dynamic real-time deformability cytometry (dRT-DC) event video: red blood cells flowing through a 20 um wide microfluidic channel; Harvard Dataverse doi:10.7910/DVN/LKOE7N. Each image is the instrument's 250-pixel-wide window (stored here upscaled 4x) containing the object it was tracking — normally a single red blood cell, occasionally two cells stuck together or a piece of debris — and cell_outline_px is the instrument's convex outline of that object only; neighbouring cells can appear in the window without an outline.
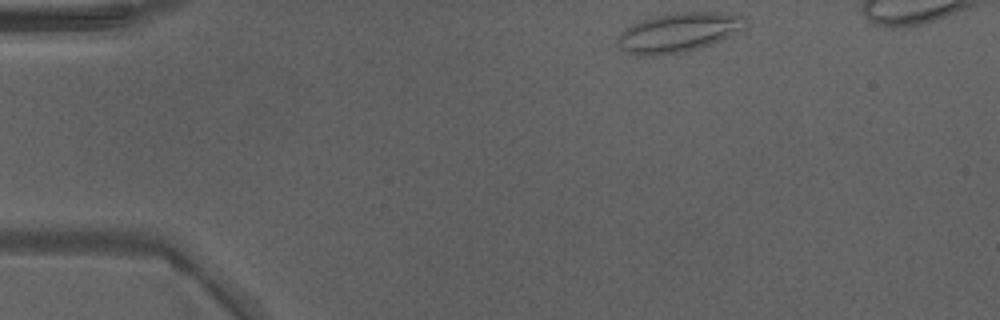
{"species": "Egyptian fruit bat (a non-hibernating species)", "species_latin": "Rousettus aegyptiacus", "temperature_condition": "warm", "stored_images_in_passage": 38, "camera_frame_rate_fps": 3000, "um_per_image_px": 0.085, "animal": {"sex": "male"}, "frame": {"image": 1, "passage_image": 1, "time_ms": 0.0, "image_size_px": [1000, 320], "cell_outline_px": [[748, 24], [744, 28], [712, 44], [700, 48], [684, 52], [652, 56], [636, 56], [620, 48], [616, 44], [616, 40], [620, 32], [644, 20], [656, 16], [676, 12], [720, 12], [744, 16], [748, 20]], "centroid_in_image_um": [57.69, 2.77], "position_along_channel_um": 27.3, "area_um2": 29.25}}
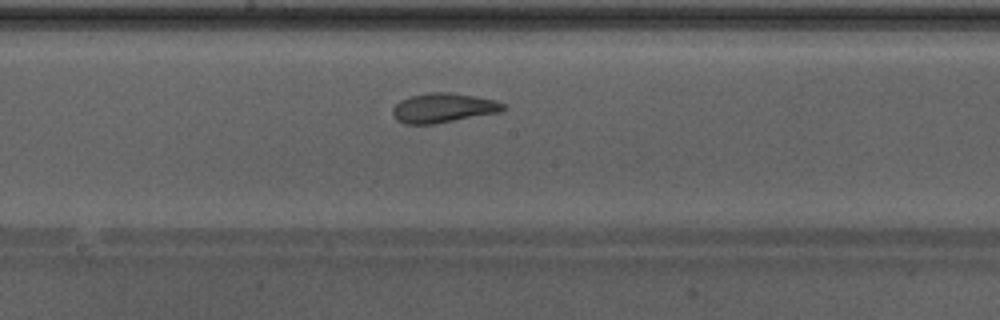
{"frame": {"image": 2, "passage_image": 19, "time_ms": 6.0, "image_size_px": [1000, 320], "cell_outline_px": [[508, 108], [500, 112], [432, 124], [404, 124], [396, 120], [392, 112], [392, 108], [400, 100], [412, 96], [428, 92], [452, 92], [496, 100], [504, 104]], "centroid_in_image_um": [37.68, 9.17], "position_along_channel_um": 210.5, "area_um2": 19.02}}
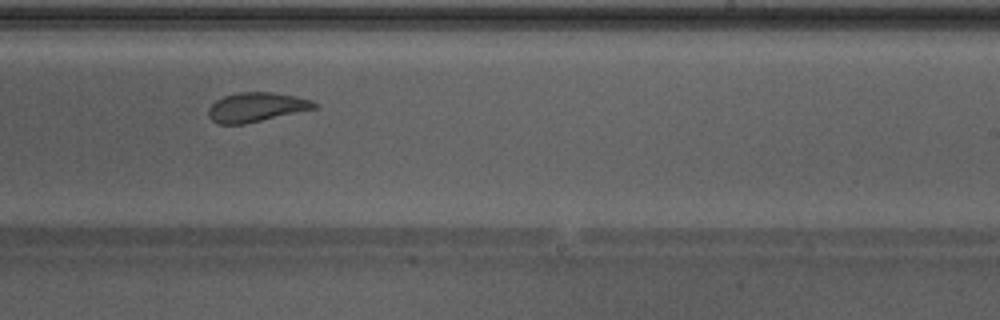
{"frame": {"image": 3, "passage_image": 23, "time_ms": 7.333, "image_size_px": [1000, 320], "cell_outline_px": [[316, 108], [244, 124], [216, 124], [208, 116], [208, 108], [216, 100], [224, 96], [240, 92], [272, 92], [312, 100], [316, 104]], "centroid_in_image_um": [21.73, 9.11], "position_along_channel_um": 267.3, "area_um2": 17.86}, "authors_computed_cell_mechanics": {"area_um2": 20.0855, "velocity_mm_per_s": 4.2654, "shape_relaxation_time_tau1_ms": null, "shape_relaxation_time_tau2_ms": 1.2602, "deformation_change_tau1": null, "deformation_change_tau2": 0.0801}}